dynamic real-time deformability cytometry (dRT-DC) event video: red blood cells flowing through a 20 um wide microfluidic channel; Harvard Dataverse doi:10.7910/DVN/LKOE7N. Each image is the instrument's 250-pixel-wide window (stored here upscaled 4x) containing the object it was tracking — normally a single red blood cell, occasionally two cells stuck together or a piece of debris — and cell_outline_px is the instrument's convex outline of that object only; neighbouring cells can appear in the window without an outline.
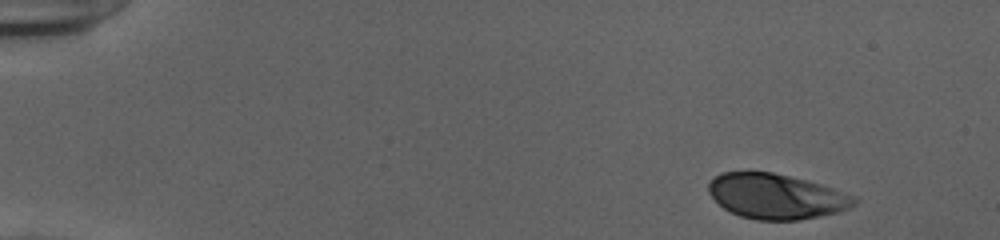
{"species": "human", "species_latin": "Homo sapiens", "temperature_condition": "cold", "stored_images_in_passage": 43, "camera_frame_rate_fps": 3000, "um_per_image_px": 0.085, "donor": {"sex": "female"}, "frame": {"image": 1, "passage_image": 1, "time_ms": 0.0, "image_size_px": [1000, 240], "cell_outline_px": [[860, 200], [856, 204], [848, 208], [836, 212], [796, 220], [756, 220], [740, 216], [724, 208], [708, 192], [708, 184], [720, 172], [772, 172], [804, 180], [832, 188], [856, 196]], "centroid_in_image_um": [65.98, 16.69], "position_along_channel_um": 19.0, "area_um2": 37.8}}
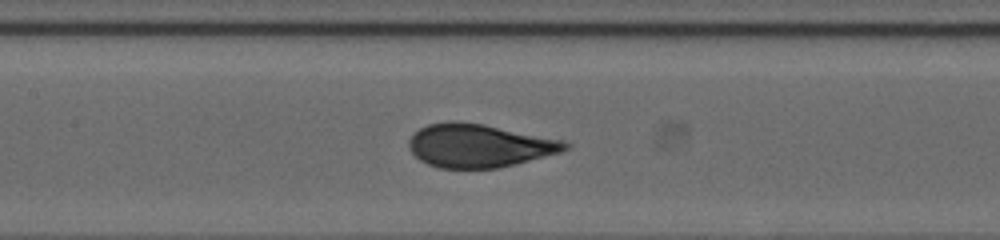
{"frame": {"image": 2, "passage_image": 22, "time_ms": 7.0, "image_size_px": [1000, 240], "cell_outline_px": [[572, 148], [560, 152], [500, 168], [440, 168], [428, 164], [420, 160], [408, 148], [408, 140], [420, 128], [428, 124], [452, 120], [456, 120], [484, 124], [564, 140], [572, 144]], "centroid_in_image_um": [40.75, 12.37], "position_along_channel_um": 166.7, "area_um2": 39.59}}
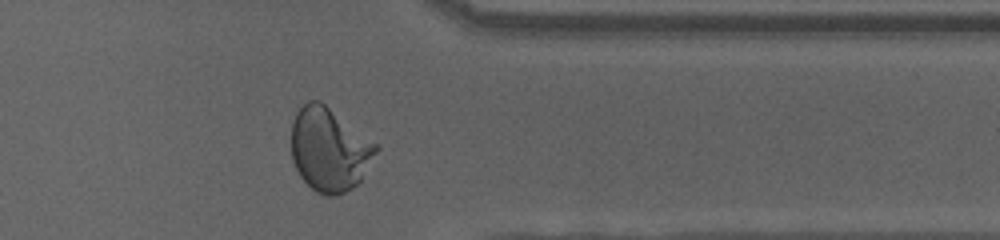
{"frame": {"image": 3, "passage_image": 39, "time_ms": 12.667, "image_size_px": [1000, 240], "cell_outline_px": [[380, 148], [360, 180], [352, 188], [336, 196], [328, 196], [316, 192], [300, 176], [292, 160], [292, 124], [296, 112], [308, 100], [320, 100], [380, 144]], "centroid_in_image_um": [28.02, 12.68], "position_along_channel_um": 383.4, "area_um2": 41.5}, "authors_computed_cell_mechanics": {"area_um2": 39.1884, "velocity_mm_per_s": 3.9186, "shape_relaxation_time_tau1_ms": 4.4893, "shape_relaxation_time_tau2_ms": null, "deformation_change_tau1": 0.1947, "deformation_change_tau2": null}}